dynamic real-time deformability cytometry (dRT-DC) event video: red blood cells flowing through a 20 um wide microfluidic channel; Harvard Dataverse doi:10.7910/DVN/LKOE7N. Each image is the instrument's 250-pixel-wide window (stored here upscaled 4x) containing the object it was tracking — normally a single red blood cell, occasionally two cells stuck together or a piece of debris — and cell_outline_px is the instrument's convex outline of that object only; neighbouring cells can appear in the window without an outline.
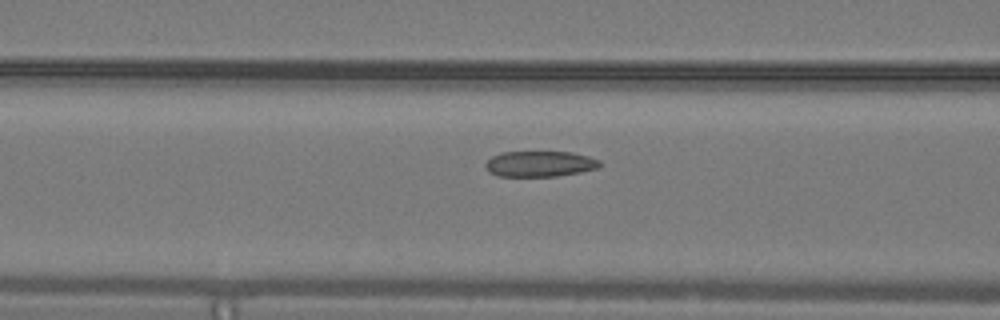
{"species": "common noctule bat (a hibernating species)", "species_latin": "Nyctalus noctula", "temperature_condition": "warm", "stored_images_in_passage": 9, "camera_frame_rate_fps": 3000, "um_per_image_px": 0.085, "animal": {"sex": "male", "body_mass_g": 19.2, "forearm_length_mm": 51.8}, "frame": {"image": 1, "passage_image": 7, "time_ms": 2.0, "image_size_px": [1000, 320], "cell_outline_px": [[600, 164], [596, 168], [580, 172], [556, 176], [496, 176], [488, 172], [484, 164], [492, 156], [500, 152], [572, 152], [588, 156], [600, 160]], "centroid_in_image_um": [45.84, 13.93], "position_along_channel_um": 120.8, "area_um2": 17.11}}